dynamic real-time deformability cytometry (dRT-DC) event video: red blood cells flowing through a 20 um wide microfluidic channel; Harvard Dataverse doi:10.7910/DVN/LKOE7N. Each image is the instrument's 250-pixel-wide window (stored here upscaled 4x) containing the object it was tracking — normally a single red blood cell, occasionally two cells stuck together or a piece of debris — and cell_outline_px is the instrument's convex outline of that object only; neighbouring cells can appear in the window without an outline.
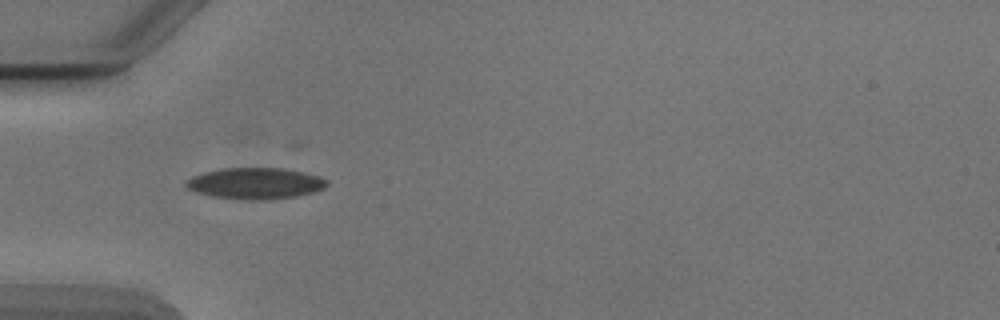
{"species": "Egyptian fruit bat (a non-hibernating species)", "species_latin": "Rousettus aegyptiacus", "temperature_condition": "cold", "stored_images_in_passage": 4, "camera_frame_rate_fps": 3000, "um_per_image_px": 0.085, "animal": {"sex": "male"}, "frame": {"image": 1, "passage_image": 1, "time_ms": 0.0, "image_size_px": [1000, 320], "cell_outline_px": [[328, 184], [324, 188], [312, 192], [296, 196], [268, 200], [240, 200], [212, 196], [196, 192], [188, 188], [184, 184], [192, 176], [224, 168], [284, 168], [304, 172], [316, 176], [324, 180]], "centroid_in_image_um": [21.69, 15.6], "position_along_channel_um": 63.3, "area_um2": 25.43}}